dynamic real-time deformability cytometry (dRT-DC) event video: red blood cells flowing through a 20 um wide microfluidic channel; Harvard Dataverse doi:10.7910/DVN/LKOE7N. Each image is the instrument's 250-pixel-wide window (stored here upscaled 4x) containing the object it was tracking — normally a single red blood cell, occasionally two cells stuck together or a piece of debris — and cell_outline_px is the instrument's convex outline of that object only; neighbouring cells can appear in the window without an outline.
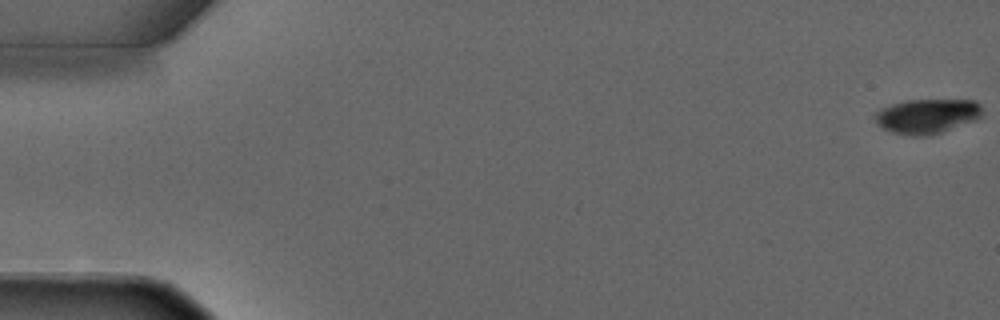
{"species": "common noctule bat (a hibernating species)", "species_latin": "Nyctalus noctula", "temperature_condition": "warm", "stored_images_in_passage": 4, "camera_frame_rate_fps": 3000, "um_per_image_px": 0.085, "animal": {"sex": "male", "forearm_length_mm": 52.5}, "frame": {"image": 1, "passage_image": 1, "time_ms": 0.0, "image_size_px": [1000, 320], "cell_outline_px": [[984, 112], [976, 120], [940, 132], [924, 136], [912, 136], [892, 132], [880, 128], [876, 124], [872, 116], [880, 108], [892, 104], [908, 100], [976, 100], [980, 104]], "centroid_in_image_um": [78.77, 9.87], "position_along_channel_um": 6.2, "area_um2": 21.85}}